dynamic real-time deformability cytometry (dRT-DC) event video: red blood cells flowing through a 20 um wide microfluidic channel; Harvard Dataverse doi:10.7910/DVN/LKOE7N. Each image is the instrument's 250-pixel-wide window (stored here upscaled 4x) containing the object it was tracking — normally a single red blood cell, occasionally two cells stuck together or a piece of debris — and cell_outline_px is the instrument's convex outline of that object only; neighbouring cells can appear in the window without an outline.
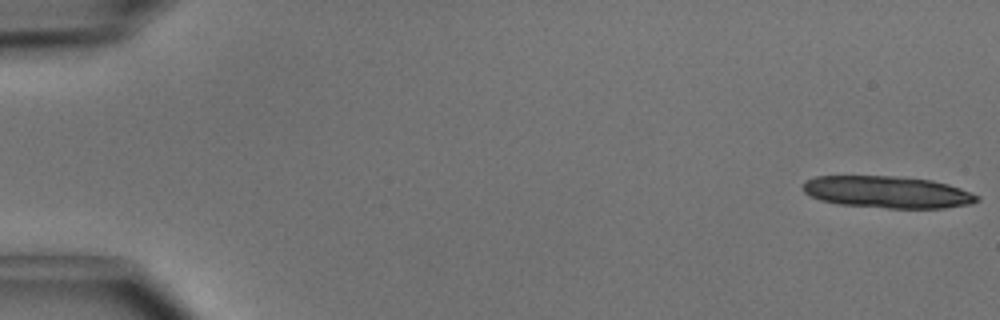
{"species": "common noctule bat (a hibernating species)", "species_latin": "Nyctalus noctula", "temperature_condition": "cold", "stored_images_in_passage": 14, "camera_frame_rate_fps": 3000, "um_per_image_px": 0.085, "animal": {"sex": "male", "body_mass_g": 15.6}, "frame": {"image": 1, "passage_image": 1, "time_ms": 0.0, "image_size_px": [1000, 320], "cell_outline_px": [[980, 200], [972, 204], [944, 208], [888, 208], [840, 204], [820, 200], [804, 192], [804, 180], [816, 176], [896, 176], [932, 180], [948, 184], [972, 192], [980, 196]], "centroid_in_image_um": [75.48, 16.32], "position_along_channel_um": 9.5, "area_um2": 32.48}}